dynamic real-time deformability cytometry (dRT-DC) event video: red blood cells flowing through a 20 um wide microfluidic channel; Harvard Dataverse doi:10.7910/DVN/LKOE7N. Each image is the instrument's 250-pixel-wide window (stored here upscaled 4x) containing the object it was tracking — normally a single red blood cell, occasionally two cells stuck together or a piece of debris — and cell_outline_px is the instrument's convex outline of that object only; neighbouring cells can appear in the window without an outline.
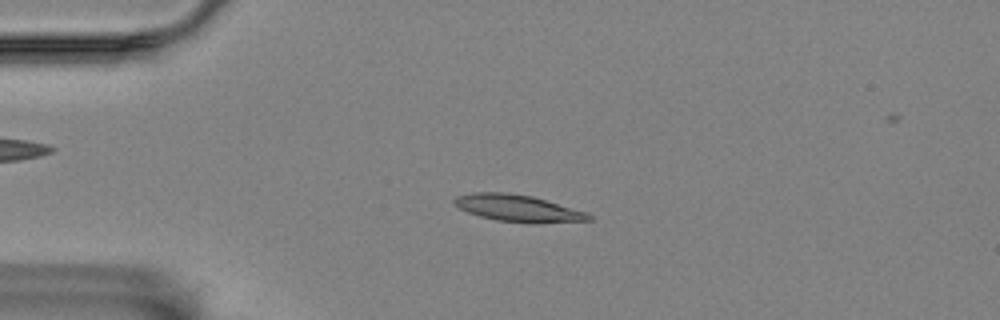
{"species": "Egyptian fruit bat (a non-hibernating species)", "species_latin": "Rousettus aegyptiacus", "temperature_condition": "room temperature", "stored_images_in_passage": 5, "camera_frame_rate_fps": 3000, "um_per_image_px": 0.085, "animal": {"sex": "female"}, "frame": {"image": 1, "passage_image": 4, "time_ms": 1.0, "image_size_px": [1000, 320], "cell_outline_px": [[592, 220], [532, 224], [528, 224], [496, 220], [480, 216], [468, 212], [452, 204], [452, 200], [456, 196], [472, 192], [508, 192], [532, 196], [588, 212], [592, 216]], "centroid_in_image_um": [44.02, 17.7], "position_along_channel_um": 41.0, "area_um2": 21.39}}
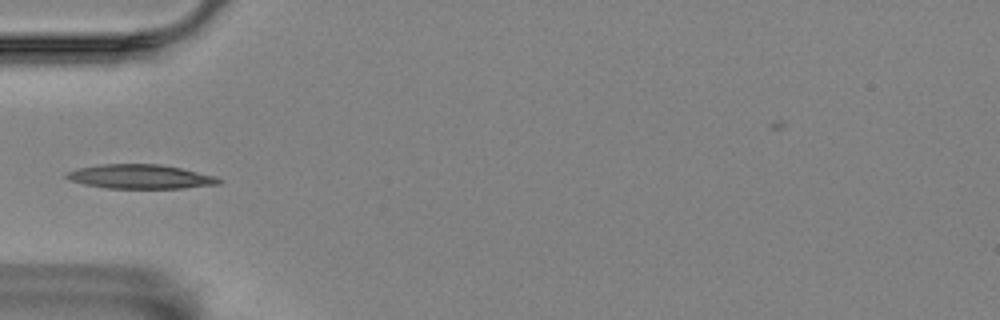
{"frame": {"image": 2, "passage_image": 5, "time_ms": 1.333, "image_size_px": [1000, 320], "cell_outline_px": [[224, 180], [220, 184], [184, 188], [108, 188], [84, 184], [68, 180], [64, 176], [68, 172], [80, 168], [100, 164], [160, 164], [180, 168], [216, 176]], "centroid_in_image_um": [11.96, 15.01], "position_along_channel_um": 73.0, "area_um2": 21.44}}